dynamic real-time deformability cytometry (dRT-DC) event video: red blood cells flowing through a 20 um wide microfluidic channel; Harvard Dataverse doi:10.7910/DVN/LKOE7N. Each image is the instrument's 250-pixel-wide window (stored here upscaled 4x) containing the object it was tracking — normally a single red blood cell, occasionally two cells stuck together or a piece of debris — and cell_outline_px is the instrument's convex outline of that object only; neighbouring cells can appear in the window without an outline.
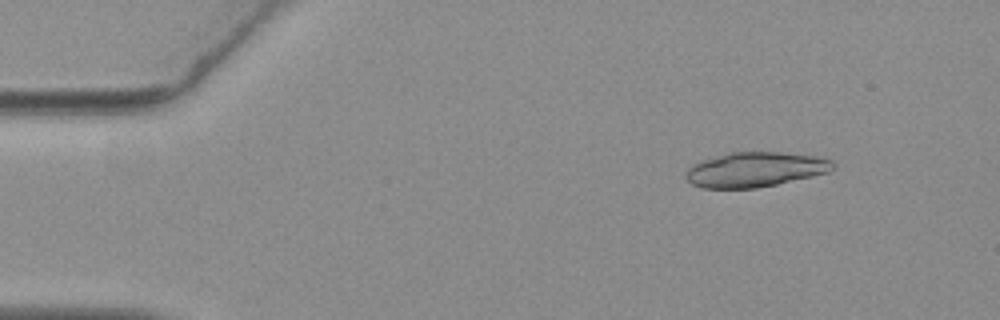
{"species": "common noctule bat (a hibernating species)", "species_latin": "Nyctalus noctula", "temperature_condition": "warm", "stored_images_in_passage": 6, "camera_frame_rate_fps": 3000, "um_per_image_px": 0.085, "animal": {"sex": "female", "body_mass_g": 19.3, "forearm_length_mm": 54.1}, "frame": {"image": 1, "passage_image": 2, "time_ms": 0.333, "image_size_px": [1000, 320], "cell_outline_px": [[836, 164], [828, 172], [812, 176], [776, 184], [756, 188], [700, 188], [692, 184], [684, 176], [684, 172], [692, 164], [704, 160], [732, 152], [780, 152], [816, 156], [832, 160]], "centroid_in_image_um": [64.17, 14.41], "position_along_channel_um": 20.8, "area_um2": 29.71}}